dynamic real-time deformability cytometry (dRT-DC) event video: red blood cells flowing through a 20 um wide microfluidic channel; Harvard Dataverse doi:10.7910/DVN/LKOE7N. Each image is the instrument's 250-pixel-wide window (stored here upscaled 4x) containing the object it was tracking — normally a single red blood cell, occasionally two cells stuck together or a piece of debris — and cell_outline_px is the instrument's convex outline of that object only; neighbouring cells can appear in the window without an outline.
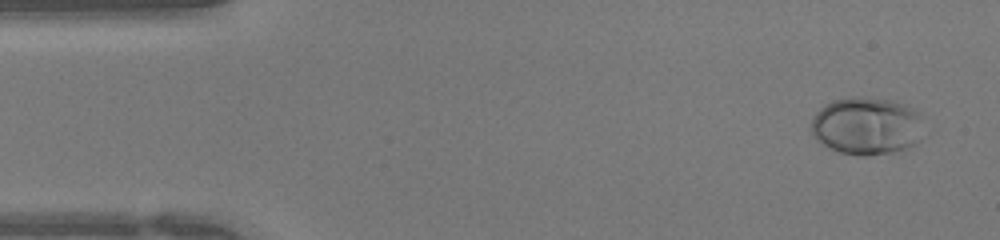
{"species": "human", "species_latin": "Homo sapiens", "temperature_condition": "warm", "stored_images_in_passage": 44, "camera_frame_rate_fps": 3000, "um_per_image_px": 0.085, "donor": {"sex": "female"}, "frame": {"image": 1, "passage_image": 2, "time_ms": 0.333, "image_size_px": [1000, 240], "cell_outline_px": [[920, 140], [908, 148], [892, 152], [868, 156], [860, 156], [840, 152], [828, 148], [820, 144], [816, 140], [812, 132], [812, 120], [816, 112], [824, 104], [832, 100], [852, 96], [864, 96], [892, 100], [908, 104], [916, 108], [920, 112]], "centroid_in_image_um": [73.66, 10.69], "position_along_channel_um": 11.3, "area_um2": 38.38}}
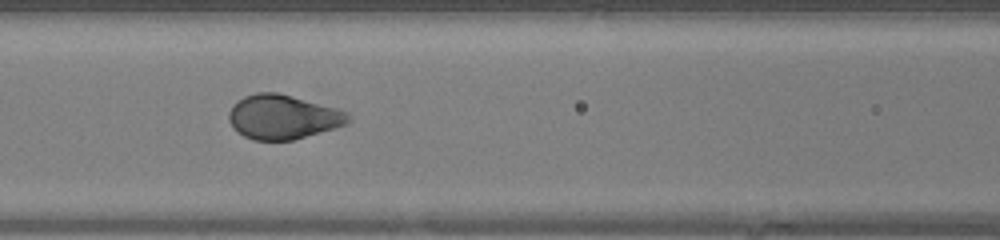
{"frame": {"image": 2, "passage_image": 18, "time_ms": 5.667, "image_size_px": [1000, 240], "cell_outline_px": [[352, 120], [348, 124], [292, 140], [252, 140], [244, 136], [228, 120], [228, 112], [232, 104], [244, 96], [256, 92], [276, 92], [292, 96], [348, 112], [352, 116]], "centroid_in_image_um": [24.05, 9.93], "position_along_channel_um": 142.6, "area_um2": 30.69}}
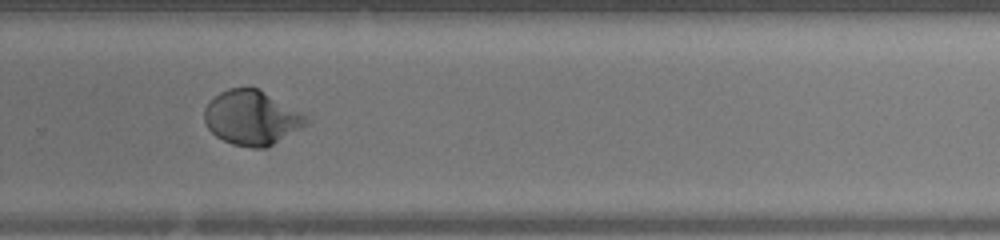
{"frame": {"image": 3, "passage_image": 29, "time_ms": 9.333, "image_size_px": [1000, 240], "cell_outline_px": [[312, 124], [264, 148], [252, 148], [232, 144], [216, 136], [204, 124], [204, 108], [220, 92], [228, 88], [256, 88], [304, 112]], "centroid_in_image_um": [21.44, 10.02], "position_along_channel_um": 308.4, "area_um2": 32.48}}